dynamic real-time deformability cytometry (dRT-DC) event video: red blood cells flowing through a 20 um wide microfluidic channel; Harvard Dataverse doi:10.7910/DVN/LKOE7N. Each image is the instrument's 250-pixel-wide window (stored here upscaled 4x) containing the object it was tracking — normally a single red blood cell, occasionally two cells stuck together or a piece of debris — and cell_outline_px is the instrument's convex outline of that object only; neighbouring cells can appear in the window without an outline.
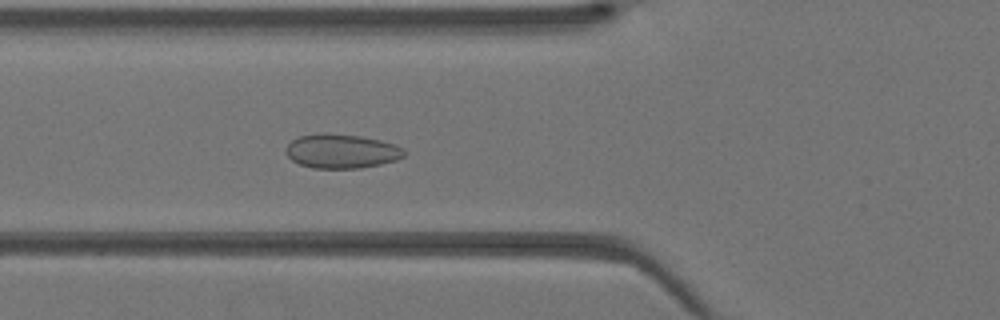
{"species": "Egyptian fruit bat (a non-hibernating species)", "species_latin": "Rousettus aegyptiacus", "temperature_condition": "warm", "stored_images_in_passage": 37, "camera_frame_rate_fps": 3000, "um_per_image_px": 0.085, "animal": {"sex": "female"}, "frame": {"image": 1, "passage_image": 15, "time_ms": 4.667, "image_size_px": [1000, 320], "cell_outline_px": [[404, 156], [396, 160], [380, 164], [360, 168], [312, 168], [300, 164], [292, 160], [284, 152], [284, 148], [292, 140], [300, 136], [320, 132], [324, 132], [360, 136], [380, 140], [404, 148]], "centroid_in_image_um": [28.99, 12.84], "position_along_channel_um": 96.8, "area_um2": 23.64}}
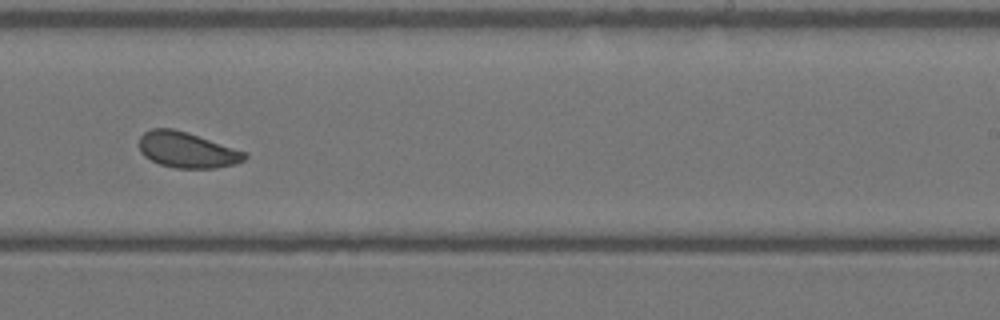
{"frame": {"image": 2, "passage_image": 26, "time_ms": 8.333, "image_size_px": [1000, 320], "cell_outline_px": [[248, 156], [244, 160], [236, 164], [216, 168], [176, 168], [160, 164], [144, 156], [140, 152], [140, 136], [144, 132], [152, 128], [172, 128], [188, 132], [248, 152]], "centroid_in_image_um": [15.93, 12.74], "position_along_channel_um": 273.1, "area_um2": 22.14}}
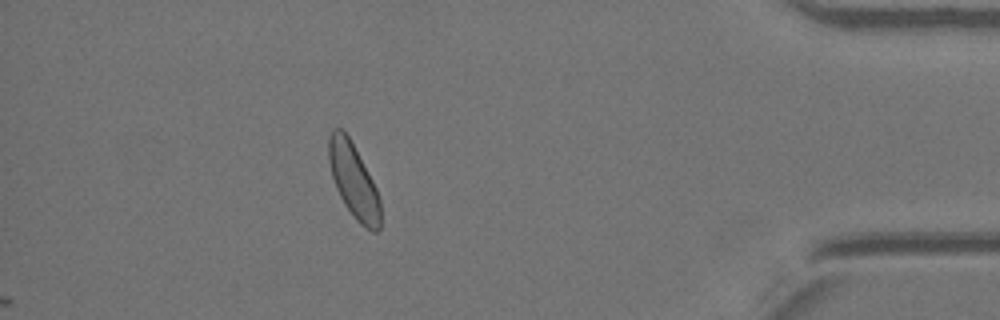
{"frame": {"image": 3, "passage_image": 37, "time_ms": 12.0, "image_size_px": [1000, 320], "cell_outline_px": [[380, 228], [376, 232], [372, 232], [364, 228], [356, 220], [344, 204], [336, 188], [332, 176], [328, 160], [328, 136], [332, 128], [340, 128], [348, 136], [372, 180], [376, 188], [380, 200]], "centroid_in_image_um": [30.04, 15.38], "position_along_channel_um": 405.2, "area_um2": 22.25}}